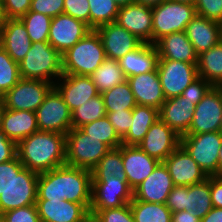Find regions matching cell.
Wrapping results in <instances>:
<instances>
[{"instance_id": "cell-47", "label": "cell", "mask_w": 222, "mask_h": 222, "mask_svg": "<svg viewBox=\"0 0 222 222\" xmlns=\"http://www.w3.org/2000/svg\"><path fill=\"white\" fill-rule=\"evenodd\" d=\"M5 222H41L36 205L24 206L3 213Z\"/></svg>"}, {"instance_id": "cell-32", "label": "cell", "mask_w": 222, "mask_h": 222, "mask_svg": "<svg viewBox=\"0 0 222 222\" xmlns=\"http://www.w3.org/2000/svg\"><path fill=\"white\" fill-rule=\"evenodd\" d=\"M212 208L210 176L204 182L186 186L185 210L201 220Z\"/></svg>"}, {"instance_id": "cell-48", "label": "cell", "mask_w": 222, "mask_h": 222, "mask_svg": "<svg viewBox=\"0 0 222 222\" xmlns=\"http://www.w3.org/2000/svg\"><path fill=\"white\" fill-rule=\"evenodd\" d=\"M212 87L213 86L209 82L198 77L189 84V86L182 92L181 96L186 97V100L197 105Z\"/></svg>"}, {"instance_id": "cell-42", "label": "cell", "mask_w": 222, "mask_h": 222, "mask_svg": "<svg viewBox=\"0 0 222 222\" xmlns=\"http://www.w3.org/2000/svg\"><path fill=\"white\" fill-rule=\"evenodd\" d=\"M90 212L95 213L101 222H135L130 203L112 209H90Z\"/></svg>"}, {"instance_id": "cell-38", "label": "cell", "mask_w": 222, "mask_h": 222, "mask_svg": "<svg viewBox=\"0 0 222 222\" xmlns=\"http://www.w3.org/2000/svg\"><path fill=\"white\" fill-rule=\"evenodd\" d=\"M80 129L88 136L100 139L110 149L118 148L122 145V139L118 136L107 116L87 123L80 127Z\"/></svg>"}, {"instance_id": "cell-58", "label": "cell", "mask_w": 222, "mask_h": 222, "mask_svg": "<svg viewBox=\"0 0 222 222\" xmlns=\"http://www.w3.org/2000/svg\"><path fill=\"white\" fill-rule=\"evenodd\" d=\"M7 20V15L5 12L4 1L0 0V29L4 25Z\"/></svg>"}, {"instance_id": "cell-23", "label": "cell", "mask_w": 222, "mask_h": 222, "mask_svg": "<svg viewBox=\"0 0 222 222\" xmlns=\"http://www.w3.org/2000/svg\"><path fill=\"white\" fill-rule=\"evenodd\" d=\"M195 108L196 105L186 97L168 98L159 110V118L182 137L189 130Z\"/></svg>"}, {"instance_id": "cell-22", "label": "cell", "mask_w": 222, "mask_h": 222, "mask_svg": "<svg viewBox=\"0 0 222 222\" xmlns=\"http://www.w3.org/2000/svg\"><path fill=\"white\" fill-rule=\"evenodd\" d=\"M127 82L134 94L137 105L150 106L160 110L166 98L157 69L128 77Z\"/></svg>"}, {"instance_id": "cell-9", "label": "cell", "mask_w": 222, "mask_h": 222, "mask_svg": "<svg viewBox=\"0 0 222 222\" xmlns=\"http://www.w3.org/2000/svg\"><path fill=\"white\" fill-rule=\"evenodd\" d=\"M53 87L50 82L21 78L1 99L6 109L35 112Z\"/></svg>"}, {"instance_id": "cell-59", "label": "cell", "mask_w": 222, "mask_h": 222, "mask_svg": "<svg viewBox=\"0 0 222 222\" xmlns=\"http://www.w3.org/2000/svg\"><path fill=\"white\" fill-rule=\"evenodd\" d=\"M114 2L119 6H126L127 4L135 3V0H114Z\"/></svg>"}, {"instance_id": "cell-13", "label": "cell", "mask_w": 222, "mask_h": 222, "mask_svg": "<svg viewBox=\"0 0 222 222\" xmlns=\"http://www.w3.org/2000/svg\"><path fill=\"white\" fill-rule=\"evenodd\" d=\"M133 200V190L127 181L116 177L92 180L90 209L119 208Z\"/></svg>"}, {"instance_id": "cell-16", "label": "cell", "mask_w": 222, "mask_h": 222, "mask_svg": "<svg viewBox=\"0 0 222 222\" xmlns=\"http://www.w3.org/2000/svg\"><path fill=\"white\" fill-rule=\"evenodd\" d=\"M163 163L175 186H190L204 182L208 176L180 145Z\"/></svg>"}, {"instance_id": "cell-41", "label": "cell", "mask_w": 222, "mask_h": 222, "mask_svg": "<svg viewBox=\"0 0 222 222\" xmlns=\"http://www.w3.org/2000/svg\"><path fill=\"white\" fill-rule=\"evenodd\" d=\"M21 79L19 64L0 48V97L9 91Z\"/></svg>"}, {"instance_id": "cell-60", "label": "cell", "mask_w": 222, "mask_h": 222, "mask_svg": "<svg viewBox=\"0 0 222 222\" xmlns=\"http://www.w3.org/2000/svg\"><path fill=\"white\" fill-rule=\"evenodd\" d=\"M219 157H218V163H219V176L222 175V144L219 150Z\"/></svg>"}, {"instance_id": "cell-10", "label": "cell", "mask_w": 222, "mask_h": 222, "mask_svg": "<svg viewBox=\"0 0 222 222\" xmlns=\"http://www.w3.org/2000/svg\"><path fill=\"white\" fill-rule=\"evenodd\" d=\"M157 72L166 99L181 96L182 92L198 78L197 63L159 59Z\"/></svg>"}, {"instance_id": "cell-6", "label": "cell", "mask_w": 222, "mask_h": 222, "mask_svg": "<svg viewBox=\"0 0 222 222\" xmlns=\"http://www.w3.org/2000/svg\"><path fill=\"white\" fill-rule=\"evenodd\" d=\"M152 10V44L174 32L185 31L187 24L196 16L194 5L163 1Z\"/></svg>"}, {"instance_id": "cell-53", "label": "cell", "mask_w": 222, "mask_h": 222, "mask_svg": "<svg viewBox=\"0 0 222 222\" xmlns=\"http://www.w3.org/2000/svg\"><path fill=\"white\" fill-rule=\"evenodd\" d=\"M210 194L212 206L222 208V175L210 176Z\"/></svg>"}, {"instance_id": "cell-37", "label": "cell", "mask_w": 222, "mask_h": 222, "mask_svg": "<svg viewBox=\"0 0 222 222\" xmlns=\"http://www.w3.org/2000/svg\"><path fill=\"white\" fill-rule=\"evenodd\" d=\"M104 100L101 94L86 101L71 112L72 128H80L106 116Z\"/></svg>"}, {"instance_id": "cell-52", "label": "cell", "mask_w": 222, "mask_h": 222, "mask_svg": "<svg viewBox=\"0 0 222 222\" xmlns=\"http://www.w3.org/2000/svg\"><path fill=\"white\" fill-rule=\"evenodd\" d=\"M17 156V144L0 132V163L8 162Z\"/></svg>"}, {"instance_id": "cell-17", "label": "cell", "mask_w": 222, "mask_h": 222, "mask_svg": "<svg viewBox=\"0 0 222 222\" xmlns=\"http://www.w3.org/2000/svg\"><path fill=\"white\" fill-rule=\"evenodd\" d=\"M95 30L100 36L106 57L117 61L143 43L117 22L104 24Z\"/></svg>"}, {"instance_id": "cell-30", "label": "cell", "mask_w": 222, "mask_h": 222, "mask_svg": "<svg viewBox=\"0 0 222 222\" xmlns=\"http://www.w3.org/2000/svg\"><path fill=\"white\" fill-rule=\"evenodd\" d=\"M198 77L214 87H222V40L198 55Z\"/></svg>"}, {"instance_id": "cell-44", "label": "cell", "mask_w": 222, "mask_h": 222, "mask_svg": "<svg viewBox=\"0 0 222 222\" xmlns=\"http://www.w3.org/2000/svg\"><path fill=\"white\" fill-rule=\"evenodd\" d=\"M194 6L197 15L219 23L222 21V0H197Z\"/></svg>"}, {"instance_id": "cell-39", "label": "cell", "mask_w": 222, "mask_h": 222, "mask_svg": "<svg viewBox=\"0 0 222 222\" xmlns=\"http://www.w3.org/2000/svg\"><path fill=\"white\" fill-rule=\"evenodd\" d=\"M20 20L25 25L32 43L48 42L52 17L42 13L28 11Z\"/></svg>"}, {"instance_id": "cell-43", "label": "cell", "mask_w": 222, "mask_h": 222, "mask_svg": "<svg viewBox=\"0 0 222 222\" xmlns=\"http://www.w3.org/2000/svg\"><path fill=\"white\" fill-rule=\"evenodd\" d=\"M63 13L86 23L90 27L88 0H64Z\"/></svg>"}, {"instance_id": "cell-62", "label": "cell", "mask_w": 222, "mask_h": 222, "mask_svg": "<svg viewBox=\"0 0 222 222\" xmlns=\"http://www.w3.org/2000/svg\"><path fill=\"white\" fill-rule=\"evenodd\" d=\"M171 1L190 4V5H195L197 0H171Z\"/></svg>"}, {"instance_id": "cell-26", "label": "cell", "mask_w": 222, "mask_h": 222, "mask_svg": "<svg viewBox=\"0 0 222 222\" xmlns=\"http://www.w3.org/2000/svg\"><path fill=\"white\" fill-rule=\"evenodd\" d=\"M185 32L198 55L222 40L221 24L197 14L187 24Z\"/></svg>"}, {"instance_id": "cell-56", "label": "cell", "mask_w": 222, "mask_h": 222, "mask_svg": "<svg viewBox=\"0 0 222 222\" xmlns=\"http://www.w3.org/2000/svg\"><path fill=\"white\" fill-rule=\"evenodd\" d=\"M163 1H166V0H135V3H139L144 6H148L152 8L154 6L161 4Z\"/></svg>"}, {"instance_id": "cell-27", "label": "cell", "mask_w": 222, "mask_h": 222, "mask_svg": "<svg viewBox=\"0 0 222 222\" xmlns=\"http://www.w3.org/2000/svg\"><path fill=\"white\" fill-rule=\"evenodd\" d=\"M159 59H171L197 63L198 54L185 31L174 32L159 39L155 44Z\"/></svg>"}, {"instance_id": "cell-28", "label": "cell", "mask_w": 222, "mask_h": 222, "mask_svg": "<svg viewBox=\"0 0 222 222\" xmlns=\"http://www.w3.org/2000/svg\"><path fill=\"white\" fill-rule=\"evenodd\" d=\"M38 131L35 112L25 110H4L0 132L18 144L24 138Z\"/></svg>"}, {"instance_id": "cell-54", "label": "cell", "mask_w": 222, "mask_h": 222, "mask_svg": "<svg viewBox=\"0 0 222 222\" xmlns=\"http://www.w3.org/2000/svg\"><path fill=\"white\" fill-rule=\"evenodd\" d=\"M172 222H201V220L188 210H182L172 213Z\"/></svg>"}, {"instance_id": "cell-8", "label": "cell", "mask_w": 222, "mask_h": 222, "mask_svg": "<svg viewBox=\"0 0 222 222\" xmlns=\"http://www.w3.org/2000/svg\"><path fill=\"white\" fill-rule=\"evenodd\" d=\"M35 115L40 131L66 135L72 128L71 111L55 87L48 92Z\"/></svg>"}, {"instance_id": "cell-2", "label": "cell", "mask_w": 222, "mask_h": 222, "mask_svg": "<svg viewBox=\"0 0 222 222\" xmlns=\"http://www.w3.org/2000/svg\"><path fill=\"white\" fill-rule=\"evenodd\" d=\"M17 156L25 168L42 173L66 164V135L36 131L17 144Z\"/></svg>"}, {"instance_id": "cell-57", "label": "cell", "mask_w": 222, "mask_h": 222, "mask_svg": "<svg viewBox=\"0 0 222 222\" xmlns=\"http://www.w3.org/2000/svg\"><path fill=\"white\" fill-rule=\"evenodd\" d=\"M80 222H101L95 213L88 212Z\"/></svg>"}, {"instance_id": "cell-1", "label": "cell", "mask_w": 222, "mask_h": 222, "mask_svg": "<svg viewBox=\"0 0 222 222\" xmlns=\"http://www.w3.org/2000/svg\"><path fill=\"white\" fill-rule=\"evenodd\" d=\"M91 190L92 172L86 169L65 164L38 175L37 199H64L90 211Z\"/></svg>"}, {"instance_id": "cell-49", "label": "cell", "mask_w": 222, "mask_h": 222, "mask_svg": "<svg viewBox=\"0 0 222 222\" xmlns=\"http://www.w3.org/2000/svg\"><path fill=\"white\" fill-rule=\"evenodd\" d=\"M63 9L64 0H32L29 11L56 17L57 15L63 14Z\"/></svg>"}, {"instance_id": "cell-3", "label": "cell", "mask_w": 222, "mask_h": 222, "mask_svg": "<svg viewBox=\"0 0 222 222\" xmlns=\"http://www.w3.org/2000/svg\"><path fill=\"white\" fill-rule=\"evenodd\" d=\"M106 58L100 36L92 29L62 54L63 74L90 76Z\"/></svg>"}, {"instance_id": "cell-51", "label": "cell", "mask_w": 222, "mask_h": 222, "mask_svg": "<svg viewBox=\"0 0 222 222\" xmlns=\"http://www.w3.org/2000/svg\"><path fill=\"white\" fill-rule=\"evenodd\" d=\"M166 206L171 212L185 210L186 206V186H174L168 195Z\"/></svg>"}, {"instance_id": "cell-19", "label": "cell", "mask_w": 222, "mask_h": 222, "mask_svg": "<svg viewBox=\"0 0 222 222\" xmlns=\"http://www.w3.org/2000/svg\"><path fill=\"white\" fill-rule=\"evenodd\" d=\"M122 162L127 183L132 190L141 184L160 163L138 145L122 144Z\"/></svg>"}, {"instance_id": "cell-25", "label": "cell", "mask_w": 222, "mask_h": 222, "mask_svg": "<svg viewBox=\"0 0 222 222\" xmlns=\"http://www.w3.org/2000/svg\"><path fill=\"white\" fill-rule=\"evenodd\" d=\"M1 47L20 63L32 46L27 29L20 19H7L0 29Z\"/></svg>"}, {"instance_id": "cell-14", "label": "cell", "mask_w": 222, "mask_h": 222, "mask_svg": "<svg viewBox=\"0 0 222 222\" xmlns=\"http://www.w3.org/2000/svg\"><path fill=\"white\" fill-rule=\"evenodd\" d=\"M181 145L179 136L165 122L158 118L150 127L138 146L150 157L163 162Z\"/></svg>"}, {"instance_id": "cell-64", "label": "cell", "mask_w": 222, "mask_h": 222, "mask_svg": "<svg viewBox=\"0 0 222 222\" xmlns=\"http://www.w3.org/2000/svg\"><path fill=\"white\" fill-rule=\"evenodd\" d=\"M220 24H221V36H222V21L220 22Z\"/></svg>"}, {"instance_id": "cell-50", "label": "cell", "mask_w": 222, "mask_h": 222, "mask_svg": "<svg viewBox=\"0 0 222 222\" xmlns=\"http://www.w3.org/2000/svg\"><path fill=\"white\" fill-rule=\"evenodd\" d=\"M7 19H20L31 7L32 0H3Z\"/></svg>"}, {"instance_id": "cell-11", "label": "cell", "mask_w": 222, "mask_h": 222, "mask_svg": "<svg viewBox=\"0 0 222 222\" xmlns=\"http://www.w3.org/2000/svg\"><path fill=\"white\" fill-rule=\"evenodd\" d=\"M39 173L23 168L0 195V212L36 205Z\"/></svg>"}, {"instance_id": "cell-21", "label": "cell", "mask_w": 222, "mask_h": 222, "mask_svg": "<svg viewBox=\"0 0 222 222\" xmlns=\"http://www.w3.org/2000/svg\"><path fill=\"white\" fill-rule=\"evenodd\" d=\"M54 87L62 95L71 112L99 94L90 76L85 75L63 74L54 83Z\"/></svg>"}, {"instance_id": "cell-33", "label": "cell", "mask_w": 222, "mask_h": 222, "mask_svg": "<svg viewBox=\"0 0 222 222\" xmlns=\"http://www.w3.org/2000/svg\"><path fill=\"white\" fill-rule=\"evenodd\" d=\"M95 84L97 92L110 90L112 87L127 80L119 62L114 59L106 58L104 62L90 75Z\"/></svg>"}, {"instance_id": "cell-34", "label": "cell", "mask_w": 222, "mask_h": 222, "mask_svg": "<svg viewBox=\"0 0 222 222\" xmlns=\"http://www.w3.org/2000/svg\"><path fill=\"white\" fill-rule=\"evenodd\" d=\"M91 172L92 180H108L113 176L127 181L122 162V145L110 149Z\"/></svg>"}, {"instance_id": "cell-4", "label": "cell", "mask_w": 222, "mask_h": 222, "mask_svg": "<svg viewBox=\"0 0 222 222\" xmlns=\"http://www.w3.org/2000/svg\"><path fill=\"white\" fill-rule=\"evenodd\" d=\"M19 73L22 79L54 84L63 75L62 55L49 42L32 43L30 50L19 63ZM54 79L56 80L53 81Z\"/></svg>"}, {"instance_id": "cell-12", "label": "cell", "mask_w": 222, "mask_h": 222, "mask_svg": "<svg viewBox=\"0 0 222 222\" xmlns=\"http://www.w3.org/2000/svg\"><path fill=\"white\" fill-rule=\"evenodd\" d=\"M222 131V87H212L194 109L187 134Z\"/></svg>"}, {"instance_id": "cell-5", "label": "cell", "mask_w": 222, "mask_h": 222, "mask_svg": "<svg viewBox=\"0 0 222 222\" xmlns=\"http://www.w3.org/2000/svg\"><path fill=\"white\" fill-rule=\"evenodd\" d=\"M110 148L80 128H71L66 134V165L92 171Z\"/></svg>"}, {"instance_id": "cell-15", "label": "cell", "mask_w": 222, "mask_h": 222, "mask_svg": "<svg viewBox=\"0 0 222 222\" xmlns=\"http://www.w3.org/2000/svg\"><path fill=\"white\" fill-rule=\"evenodd\" d=\"M91 30L86 23L63 13L52 17L48 42L62 55Z\"/></svg>"}, {"instance_id": "cell-55", "label": "cell", "mask_w": 222, "mask_h": 222, "mask_svg": "<svg viewBox=\"0 0 222 222\" xmlns=\"http://www.w3.org/2000/svg\"><path fill=\"white\" fill-rule=\"evenodd\" d=\"M201 222H222V208L213 207L201 219Z\"/></svg>"}, {"instance_id": "cell-31", "label": "cell", "mask_w": 222, "mask_h": 222, "mask_svg": "<svg viewBox=\"0 0 222 222\" xmlns=\"http://www.w3.org/2000/svg\"><path fill=\"white\" fill-rule=\"evenodd\" d=\"M159 118V110L150 106L136 105L132 109V126L122 139L124 145H138Z\"/></svg>"}, {"instance_id": "cell-35", "label": "cell", "mask_w": 222, "mask_h": 222, "mask_svg": "<svg viewBox=\"0 0 222 222\" xmlns=\"http://www.w3.org/2000/svg\"><path fill=\"white\" fill-rule=\"evenodd\" d=\"M130 208L135 222H172V212L166 204L133 199Z\"/></svg>"}, {"instance_id": "cell-36", "label": "cell", "mask_w": 222, "mask_h": 222, "mask_svg": "<svg viewBox=\"0 0 222 222\" xmlns=\"http://www.w3.org/2000/svg\"><path fill=\"white\" fill-rule=\"evenodd\" d=\"M106 112L132 110L136 105L134 94L126 81L112 87L102 94Z\"/></svg>"}, {"instance_id": "cell-46", "label": "cell", "mask_w": 222, "mask_h": 222, "mask_svg": "<svg viewBox=\"0 0 222 222\" xmlns=\"http://www.w3.org/2000/svg\"><path fill=\"white\" fill-rule=\"evenodd\" d=\"M24 168L18 156L14 159L0 163V195L8 188L15 175Z\"/></svg>"}, {"instance_id": "cell-7", "label": "cell", "mask_w": 222, "mask_h": 222, "mask_svg": "<svg viewBox=\"0 0 222 222\" xmlns=\"http://www.w3.org/2000/svg\"><path fill=\"white\" fill-rule=\"evenodd\" d=\"M222 131L186 134L181 137V146L196 161L207 176H219V150Z\"/></svg>"}, {"instance_id": "cell-40", "label": "cell", "mask_w": 222, "mask_h": 222, "mask_svg": "<svg viewBox=\"0 0 222 222\" xmlns=\"http://www.w3.org/2000/svg\"><path fill=\"white\" fill-rule=\"evenodd\" d=\"M90 9V28L116 22L119 6L114 0H88Z\"/></svg>"}, {"instance_id": "cell-18", "label": "cell", "mask_w": 222, "mask_h": 222, "mask_svg": "<svg viewBox=\"0 0 222 222\" xmlns=\"http://www.w3.org/2000/svg\"><path fill=\"white\" fill-rule=\"evenodd\" d=\"M174 186L167 167L160 162L154 171L133 190V199L166 204L168 195Z\"/></svg>"}, {"instance_id": "cell-20", "label": "cell", "mask_w": 222, "mask_h": 222, "mask_svg": "<svg viewBox=\"0 0 222 222\" xmlns=\"http://www.w3.org/2000/svg\"><path fill=\"white\" fill-rule=\"evenodd\" d=\"M116 22L143 43L152 44V10L139 3L119 7Z\"/></svg>"}, {"instance_id": "cell-29", "label": "cell", "mask_w": 222, "mask_h": 222, "mask_svg": "<svg viewBox=\"0 0 222 222\" xmlns=\"http://www.w3.org/2000/svg\"><path fill=\"white\" fill-rule=\"evenodd\" d=\"M159 55L154 44L142 43L134 51L126 53L118 60L126 78L155 71Z\"/></svg>"}, {"instance_id": "cell-45", "label": "cell", "mask_w": 222, "mask_h": 222, "mask_svg": "<svg viewBox=\"0 0 222 222\" xmlns=\"http://www.w3.org/2000/svg\"><path fill=\"white\" fill-rule=\"evenodd\" d=\"M110 123L115 128L118 136L123 139L129 128L132 126V110L115 111V112H106Z\"/></svg>"}, {"instance_id": "cell-24", "label": "cell", "mask_w": 222, "mask_h": 222, "mask_svg": "<svg viewBox=\"0 0 222 222\" xmlns=\"http://www.w3.org/2000/svg\"><path fill=\"white\" fill-rule=\"evenodd\" d=\"M36 207L41 222H80L89 212L82 204L64 199H37Z\"/></svg>"}, {"instance_id": "cell-63", "label": "cell", "mask_w": 222, "mask_h": 222, "mask_svg": "<svg viewBox=\"0 0 222 222\" xmlns=\"http://www.w3.org/2000/svg\"><path fill=\"white\" fill-rule=\"evenodd\" d=\"M0 222H5L3 213L0 212Z\"/></svg>"}, {"instance_id": "cell-61", "label": "cell", "mask_w": 222, "mask_h": 222, "mask_svg": "<svg viewBox=\"0 0 222 222\" xmlns=\"http://www.w3.org/2000/svg\"><path fill=\"white\" fill-rule=\"evenodd\" d=\"M4 110H5V106H4V103L0 97V129H1V123H2V119H3Z\"/></svg>"}]
</instances>
